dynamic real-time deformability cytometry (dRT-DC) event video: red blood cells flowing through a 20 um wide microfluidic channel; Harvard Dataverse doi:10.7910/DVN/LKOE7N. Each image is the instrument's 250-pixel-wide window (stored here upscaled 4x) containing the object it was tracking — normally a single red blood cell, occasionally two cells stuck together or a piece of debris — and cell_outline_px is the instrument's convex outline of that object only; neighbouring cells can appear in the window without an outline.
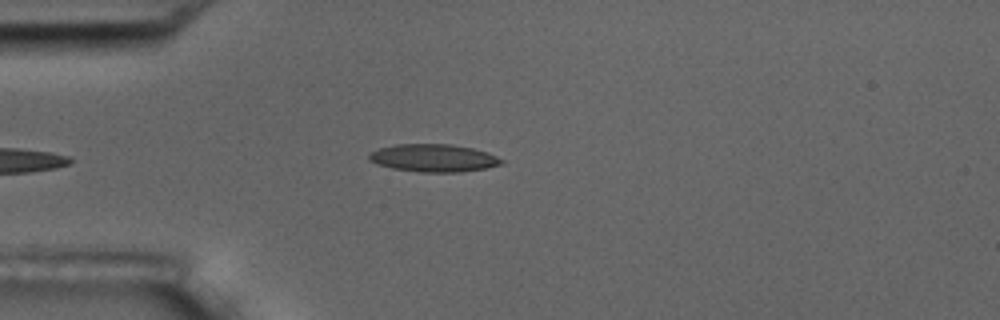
{"species": "common noctule bat (a hibernating species)", "species_latin": "Nyctalus noctula", "temperature_condition": "room temperature", "stored_images_in_passage": 5, "camera_frame_rate_fps": 3000, "um_per_image_px": 0.085, "animal": {"sex": "male", "body_mass_g": 17.5, "forearm_length_mm": 52.3}, "frame": {"image": 1, "passage_image": 5, "time_ms": 6.333, "image_size_px": [1000, 320], "cell_outline_px": [[504, 164], [484, 168], [460, 172], [420, 172], [392, 168], [376, 164], [368, 160], [368, 156], [372, 152], [380, 148], [396, 144], [452, 144], [472, 148], [488, 152], [504, 160]], "centroid_in_image_um": [36.86, 13.43], "position_along_channel_um": 48.1, "area_um2": 21.39}}